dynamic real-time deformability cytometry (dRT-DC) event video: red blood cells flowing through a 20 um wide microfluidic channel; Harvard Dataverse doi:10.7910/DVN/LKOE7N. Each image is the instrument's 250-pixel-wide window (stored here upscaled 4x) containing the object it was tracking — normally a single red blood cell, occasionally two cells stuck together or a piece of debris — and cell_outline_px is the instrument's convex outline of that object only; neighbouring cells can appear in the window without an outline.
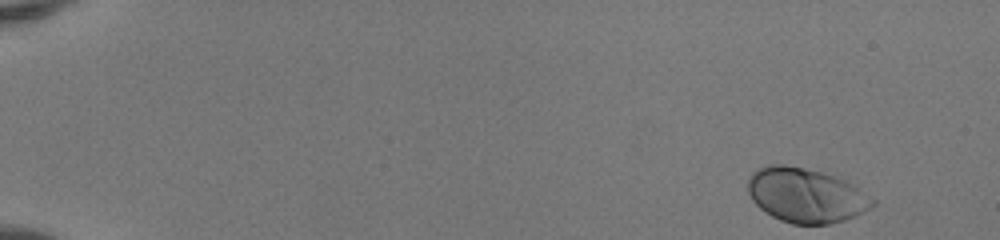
{"species": "human", "species_latin": "Homo sapiens", "temperature_condition": "room temperature", "stored_images_in_passage": 48, "camera_frame_rate_fps": 3000, "um_per_image_px": 0.085, "donor": {"sex": "female"}, "frame": {"image": 1, "passage_image": 1, "time_ms": 0.0, "image_size_px": [1000, 240], "cell_outline_px": [[876, 204], [864, 212], [856, 216], [844, 220], [828, 224], [792, 224], [780, 220], [772, 216], [760, 208], [752, 200], [748, 192], [748, 176], [752, 172], [760, 168], [772, 164], [784, 164], [804, 168], [820, 172], [844, 180], [852, 184], [876, 200]], "centroid_in_image_um": [68.49, 16.61], "position_along_channel_um": 16.5, "area_um2": 39.48}}
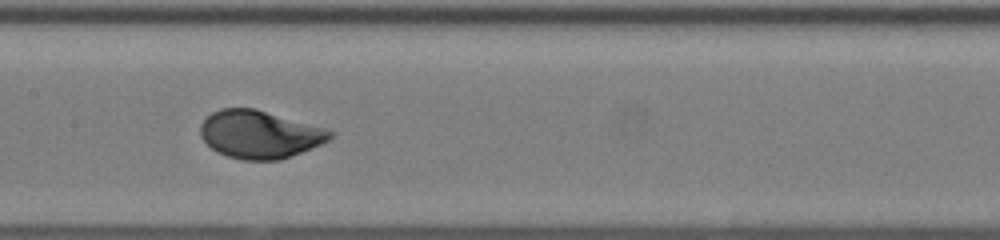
{"frame": {"image": 2, "passage_image": 25, "time_ms": 8.0, "image_size_px": [1000, 240], "cell_outline_px": [[332, 140], [280, 160], [244, 160], [228, 156], [212, 148], [200, 136], [200, 124], [212, 112], [220, 108], [256, 108], [320, 128], [332, 132]], "centroid_in_image_um": [22.03, 11.42], "position_along_channel_um": 185.4, "area_um2": 35.6}}
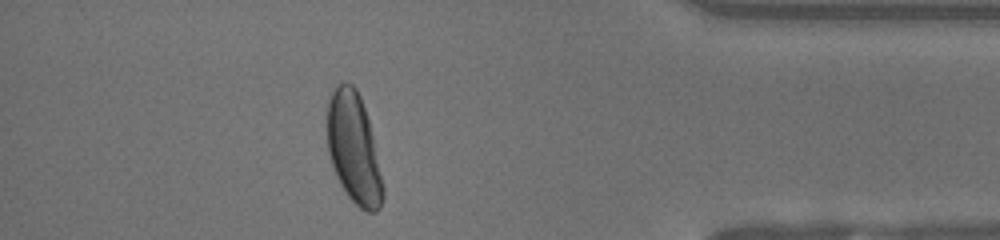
{"frame": {"image": 3, "passage_image": 43, "time_ms": 14.0, "image_size_px": [1000, 240], "cell_outline_px": [[384, 196], [380, 208], [376, 212], [368, 212], [360, 208], [348, 196], [340, 184], [336, 176], [328, 152], [328, 96], [344, 80], [352, 84], [356, 88], [360, 96], [368, 120], [372, 136], [384, 188]], "centroid_in_image_um": [30.07, 12.63], "position_along_channel_um": 405.1, "area_um2": 35.43}, "authors_computed_cell_mechanics": {"area_um2": 36.703, "velocity_mm_per_s": 4.1165, "shape_relaxation_time_tau1_ms": 2.1891, "shape_relaxation_time_tau2_ms": null, "deformation_change_tau1": 0.1506, "deformation_change_tau2": null}}